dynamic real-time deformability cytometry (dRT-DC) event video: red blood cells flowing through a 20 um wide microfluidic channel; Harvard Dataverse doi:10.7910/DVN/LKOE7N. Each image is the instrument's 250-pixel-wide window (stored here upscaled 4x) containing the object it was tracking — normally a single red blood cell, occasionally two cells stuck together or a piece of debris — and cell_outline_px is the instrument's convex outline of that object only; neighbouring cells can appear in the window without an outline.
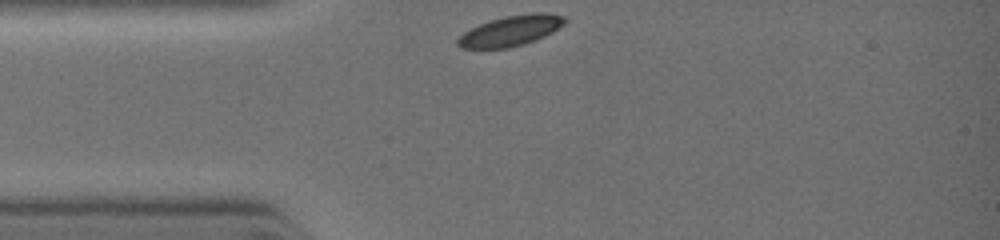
{"species": "common noctule bat (a hibernating species)", "species_latin": "Nyctalus noctula", "temperature_condition": "warm", "stored_images_in_passage": 4, "camera_frame_rate_fps": 3000, "um_per_image_px": 0.085, "animal": {"sex": "female", "body_mass_g": 19.0, "forearm_length_mm": 51.5}, "frame": {"image": 1, "passage_image": 1, "time_ms": 0.0, "image_size_px": [1000, 240], "cell_outline_px": [[568, 20], [564, 24], [552, 32], [544, 36], [524, 44], [508, 48], [460, 48], [456, 44], [456, 40], [464, 32], [488, 20], [504, 16], [536, 12], [544, 12], [564, 16]], "centroid_in_image_um": [43.41, 2.61], "position_along_channel_um": 41.6, "area_um2": 18.96}}